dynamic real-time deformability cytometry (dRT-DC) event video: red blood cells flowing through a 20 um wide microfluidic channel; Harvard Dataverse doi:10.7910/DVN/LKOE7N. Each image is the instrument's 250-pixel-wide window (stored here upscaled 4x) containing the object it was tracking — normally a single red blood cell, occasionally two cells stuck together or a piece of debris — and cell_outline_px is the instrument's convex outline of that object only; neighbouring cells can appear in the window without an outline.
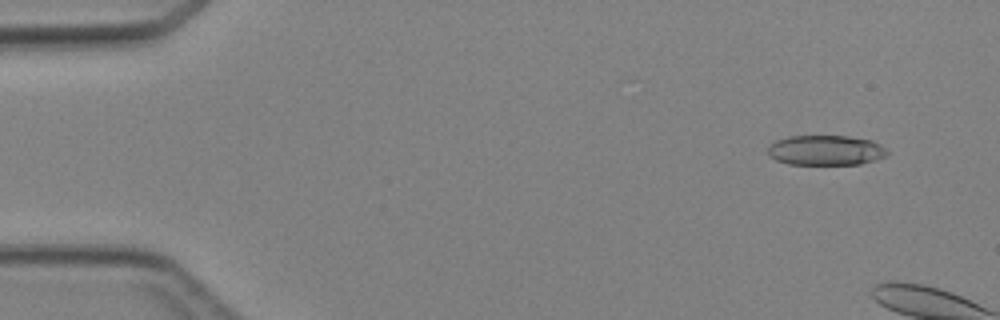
{"species": "Egyptian fruit bat (a non-hibernating species)", "species_latin": "Rousettus aegyptiacus", "temperature_condition": "cold", "stored_images_in_passage": 3, "camera_frame_rate_fps": 3000, "um_per_image_px": 0.085, "animal": {"sex": "female"}, "frame": {"image": 1, "passage_image": 2, "time_ms": 1.0, "image_size_px": [1000, 320], "cell_outline_px": [[888, 156], [876, 160], [860, 164], [788, 164], [776, 160], [768, 156], [768, 148], [776, 140], [788, 136], [848, 136], [872, 140], [880, 144], [888, 152]], "centroid_in_image_um": [70.2, 12.77], "position_along_channel_um": 14.8, "area_um2": 20.98}}